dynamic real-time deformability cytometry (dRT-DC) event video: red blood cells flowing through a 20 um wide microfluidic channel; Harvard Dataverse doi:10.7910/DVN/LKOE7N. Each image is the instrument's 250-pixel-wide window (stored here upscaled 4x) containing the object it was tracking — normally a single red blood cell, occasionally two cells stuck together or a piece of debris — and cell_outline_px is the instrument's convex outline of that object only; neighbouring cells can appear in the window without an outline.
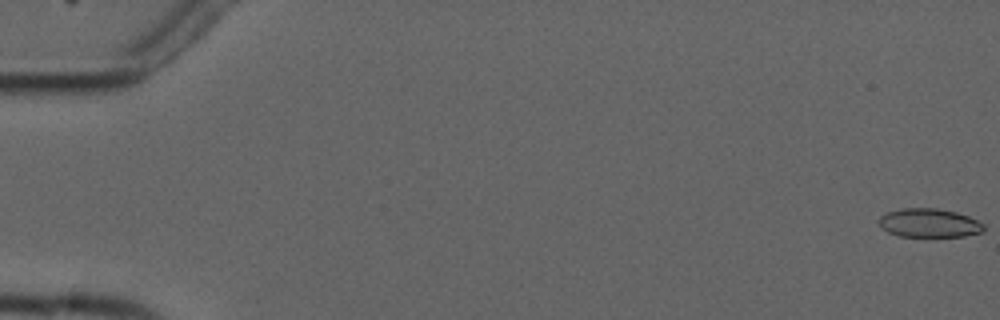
{"species": "common noctule bat (a hibernating species)", "species_latin": "Nyctalus noctula", "temperature_condition": "cold", "stored_images_in_passage": 9, "camera_frame_rate_fps": 3000, "um_per_image_px": 0.085, "animal": {"sex": "male", "forearm_length_mm": 52.5}, "frame": {"image": 1, "passage_image": 1, "time_ms": 0.0, "image_size_px": [1000, 320], "cell_outline_px": [[984, 232], [964, 236], [900, 236], [888, 232], [876, 220], [880, 216], [888, 212], [900, 208], [936, 208], [956, 212], [968, 216], [984, 224]], "centroid_in_image_um": [78.98, 18.95], "position_along_channel_um": 6.0, "area_um2": 17.51}}
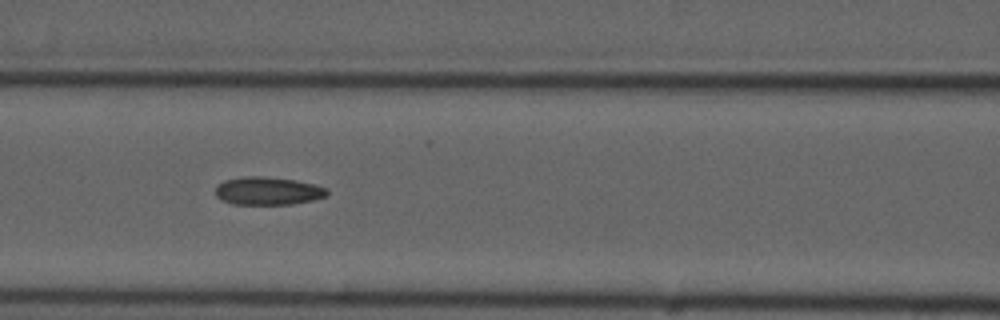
{"frame": {"image": 2, "passage_image": 8, "time_ms": 8.0, "image_size_px": [1000, 320], "cell_outline_px": [[328, 196], [312, 200], [292, 204], [232, 204], [216, 196], [216, 188], [224, 180], [244, 176], [264, 176], [296, 180], [328, 188]], "centroid_in_image_um": [22.8, 16.22], "position_along_channel_um": 143.8, "area_um2": 18.15}}
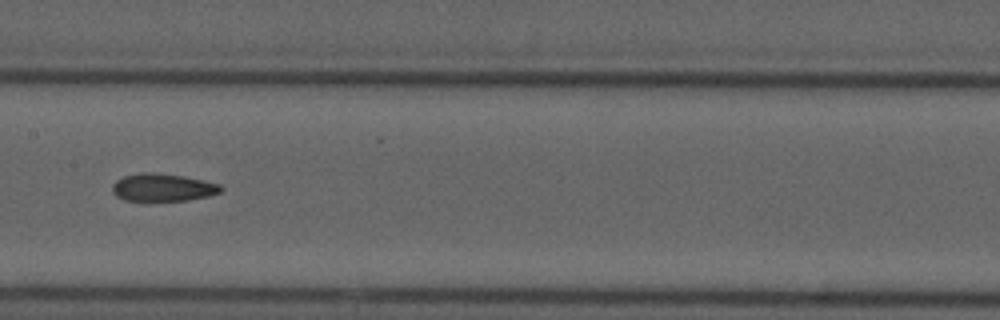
{"frame": {"image": 3, "passage_image": 9, "time_ms": 9.333, "image_size_px": [1000, 320], "cell_outline_px": [[224, 188], [220, 192], [208, 196], [188, 200], [124, 200], [116, 196], [112, 192], [112, 184], [116, 180], [124, 176], [140, 172], [156, 172], [184, 176], [204, 180], [220, 184]], "centroid_in_image_um": [13.83, 15.92], "position_along_channel_um": 193.6, "area_um2": 17.57}}